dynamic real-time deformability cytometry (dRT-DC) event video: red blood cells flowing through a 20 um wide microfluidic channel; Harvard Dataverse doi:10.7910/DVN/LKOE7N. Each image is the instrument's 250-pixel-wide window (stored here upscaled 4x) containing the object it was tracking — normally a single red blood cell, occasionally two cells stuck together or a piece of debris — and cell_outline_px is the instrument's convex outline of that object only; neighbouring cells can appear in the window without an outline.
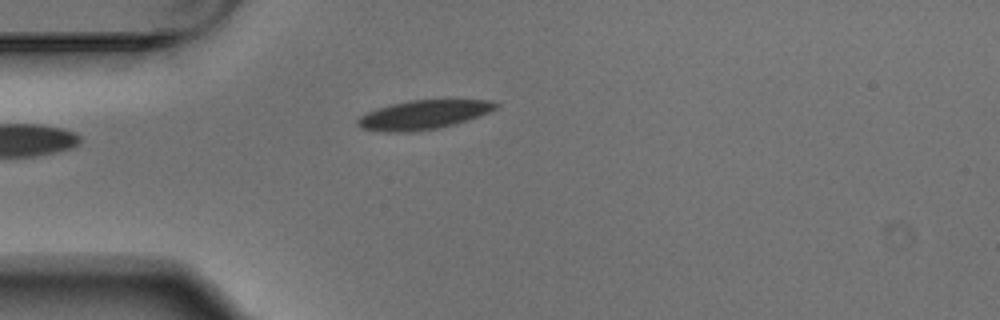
{"species": "Egyptian fruit bat (a non-hibernating species)", "species_latin": "Rousettus aegyptiacus", "temperature_condition": "warm", "stored_images_in_passage": 5, "camera_frame_rate_fps": 3000, "um_per_image_px": 0.085, "animal": {"sex": "male"}, "frame": {"image": 1, "passage_image": 4, "time_ms": 1.0, "image_size_px": [1000, 320], "cell_outline_px": [[500, 104], [496, 108], [488, 112], [468, 120], [436, 128], [412, 132], [380, 132], [360, 128], [356, 124], [356, 120], [360, 116], [376, 108], [408, 100], [492, 100]], "centroid_in_image_um": [35.94, 9.76], "position_along_channel_um": 49.1, "area_um2": 23.35}}